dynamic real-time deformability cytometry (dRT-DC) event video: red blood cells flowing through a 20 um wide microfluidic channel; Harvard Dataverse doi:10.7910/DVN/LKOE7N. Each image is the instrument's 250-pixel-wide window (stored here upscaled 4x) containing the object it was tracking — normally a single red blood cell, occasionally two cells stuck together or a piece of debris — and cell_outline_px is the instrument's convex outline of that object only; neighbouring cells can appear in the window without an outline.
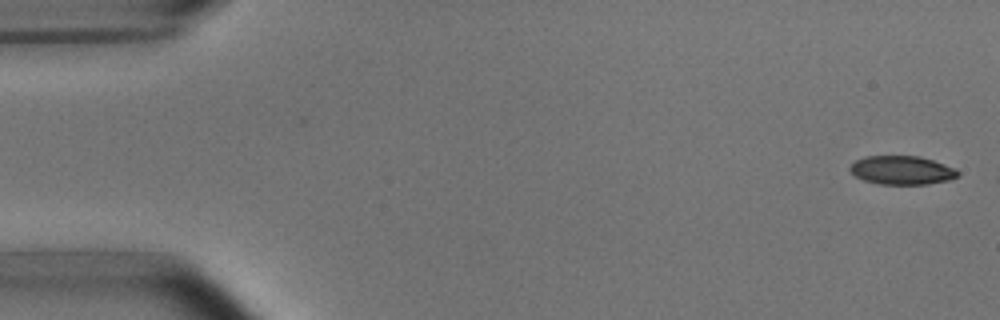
{"species": "common noctule bat (a hibernating species)", "species_latin": "Nyctalus noctula", "temperature_condition": "room temperature", "stored_images_in_passage": 2, "camera_frame_rate_fps": 3000, "um_per_image_px": 0.085, "animal": {"sex": "male", "body_mass_g": 15.6}, "frame": {"image": 1, "passage_image": 1, "time_ms": 0.0, "image_size_px": [1000, 320], "cell_outline_px": [[960, 176], [948, 180], [928, 184], [880, 184], [864, 180], [856, 176], [848, 168], [856, 160], [864, 156], [920, 156], [956, 168], [960, 172]], "centroid_in_image_um": [76.69, 14.46], "position_along_channel_um": 8.3, "area_um2": 18.03}}